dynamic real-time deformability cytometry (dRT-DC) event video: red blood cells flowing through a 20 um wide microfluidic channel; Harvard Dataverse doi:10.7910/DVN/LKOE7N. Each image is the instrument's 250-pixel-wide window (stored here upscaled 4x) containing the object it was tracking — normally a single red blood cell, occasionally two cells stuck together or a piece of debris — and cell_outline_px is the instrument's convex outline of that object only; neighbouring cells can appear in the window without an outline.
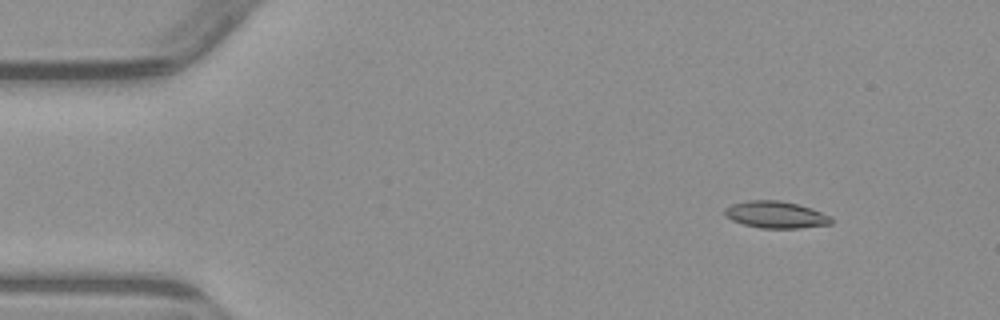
{"species": "common noctule bat (a hibernating species)", "species_latin": "Nyctalus noctula", "temperature_condition": "warm", "stored_images_in_passage": 4, "camera_frame_rate_fps": 3000, "um_per_image_px": 0.085, "animal": {"sex": "male", "body_mass_g": 23.1, "forearm_length_mm": 52.7}, "frame": {"image": 1, "passage_image": 2, "time_ms": 1.0, "image_size_px": [1000, 320], "cell_outline_px": [[832, 224], [800, 228], [760, 228], [744, 224], [732, 220], [724, 216], [724, 208], [732, 204], [748, 200], [780, 200], [812, 208], [832, 216]], "centroid_in_image_um": [65.95, 18.25], "position_along_channel_um": 19.1, "area_um2": 16.82}}